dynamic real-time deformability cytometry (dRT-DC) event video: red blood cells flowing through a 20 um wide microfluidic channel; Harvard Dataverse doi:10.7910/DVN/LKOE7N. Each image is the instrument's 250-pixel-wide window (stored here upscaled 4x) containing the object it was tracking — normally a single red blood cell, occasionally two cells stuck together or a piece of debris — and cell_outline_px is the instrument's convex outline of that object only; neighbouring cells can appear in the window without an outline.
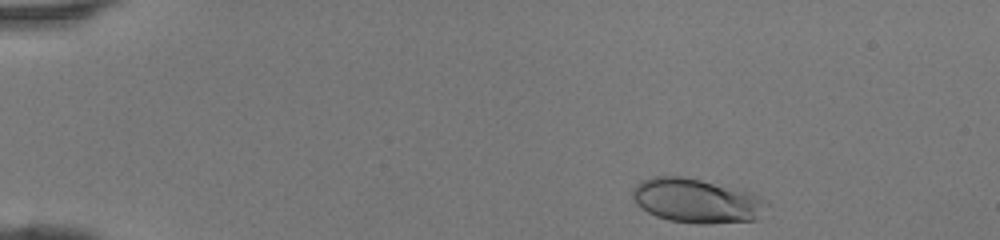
{"species": "human", "species_latin": "Homo sapiens", "temperature_condition": "room temperature", "stored_images_in_passage": 35, "camera_frame_rate_fps": 3000, "um_per_image_px": 0.085, "donor": {"sex": "female"}, "frame": {"image": 1, "passage_image": 1, "time_ms": 0.0, "image_size_px": [1000, 240], "cell_outline_px": [[760, 204], [756, 220], [708, 224], [700, 224], [672, 220], [656, 216], [640, 208], [636, 204], [632, 196], [632, 188], [636, 184], [652, 176], [684, 176], [752, 192], [760, 200]], "centroid_in_image_um": [59.06, 17.05], "position_along_channel_um": 25.9, "area_um2": 33.81}}
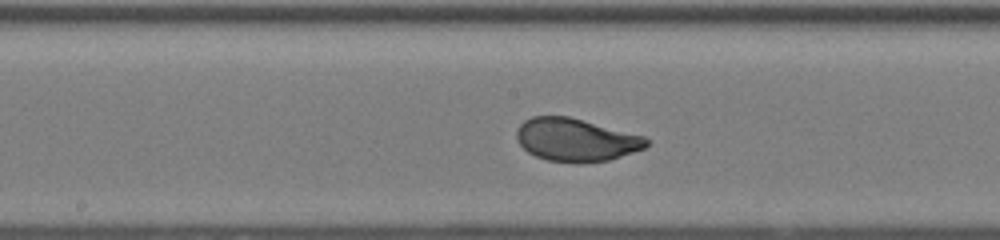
{"frame": {"image": 2, "passage_image": 19, "time_ms": 6.0, "image_size_px": [1000, 240], "cell_outline_px": [[652, 140], [644, 148], [608, 160], [580, 164], [576, 164], [548, 160], [536, 156], [528, 152], [516, 140], [516, 132], [520, 124], [524, 120], [532, 116], [568, 116], [644, 136]], "centroid_in_image_um": [48.94, 11.89], "position_along_channel_um": 199.3, "area_um2": 32.54}}
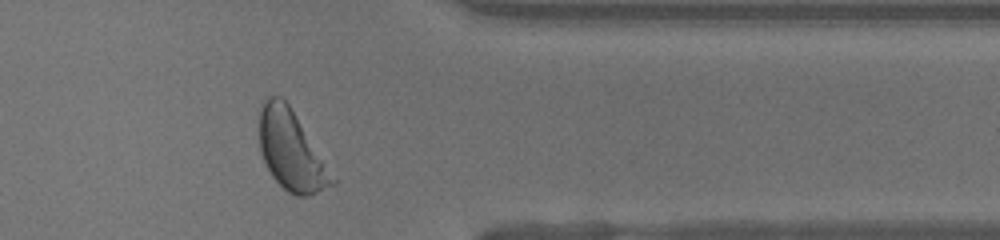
{"frame": {"image": 3, "passage_image": 32, "time_ms": 10.333, "image_size_px": [1000, 240], "cell_outline_px": [[336, 184], [308, 196], [296, 196], [288, 192], [272, 176], [260, 152], [260, 104], [268, 96], [280, 96], [288, 104], [336, 180]], "centroid_in_image_um": [24.73, 12.81], "position_along_channel_um": 386.7, "area_um2": 33.0}}